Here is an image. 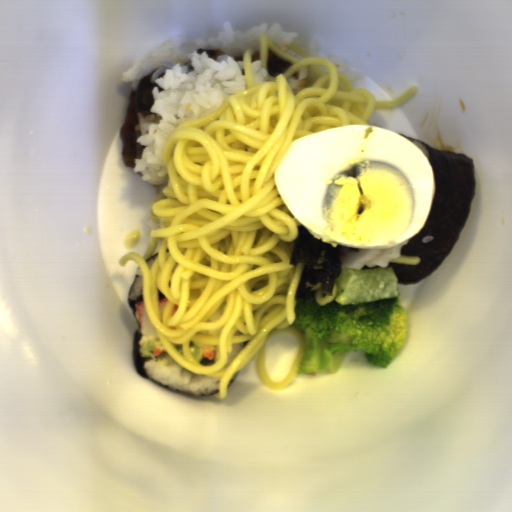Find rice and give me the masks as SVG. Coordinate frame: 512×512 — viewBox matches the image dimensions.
Returning a JSON list of instances; mask_svg holds the SVG:
<instances>
[{
	"instance_id": "3",
	"label": "rice",
	"mask_w": 512,
	"mask_h": 512,
	"mask_svg": "<svg viewBox=\"0 0 512 512\" xmlns=\"http://www.w3.org/2000/svg\"><path fill=\"white\" fill-rule=\"evenodd\" d=\"M305 52L309 54L311 57H324L333 62L336 65L338 71L342 72L349 78L353 87L364 82L367 76V72H365L362 69H352L347 58L343 56H340L333 52L328 53L327 55H322L319 41L316 40L315 38L309 41L305 48Z\"/></svg>"
},
{
	"instance_id": "5",
	"label": "rice",
	"mask_w": 512,
	"mask_h": 512,
	"mask_svg": "<svg viewBox=\"0 0 512 512\" xmlns=\"http://www.w3.org/2000/svg\"><path fill=\"white\" fill-rule=\"evenodd\" d=\"M143 295V289H142V272L140 266L138 267L134 283L130 287V291L128 294L129 299H135L136 297Z\"/></svg>"
},
{
	"instance_id": "7",
	"label": "rice",
	"mask_w": 512,
	"mask_h": 512,
	"mask_svg": "<svg viewBox=\"0 0 512 512\" xmlns=\"http://www.w3.org/2000/svg\"><path fill=\"white\" fill-rule=\"evenodd\" d=\"M158 256H159V255H156V256H154L153 258H151V259H149V260L145 261V263H146V265H147L148 269L150 268V266L152 265V263L155 261V259H156Z\"/></svg>"
},
{
	"instance_id": "6",
	"label": "rice",
	"mask_w": 512,
	"mask_h": 512,
	"mask_svg": "<svg viewBox=\"0 0 512 512\" xmlns=\"http://www.w3.org/2000/svg\"><path fill=\"white\" fill-rule=\"evenodd\" d=\"M231 347H232L233 351L231 353H227L228 361H227L225 368L233 362V360L236 358V356L244 348V342L243 343H233L231 345Z\"/></svg>"
},
{
	"instance_id": "2",
	"label": "rice",
	"mask_w": 512,
	"mask_h": 512,
	"mask_svg": "<svg viewBox=\"0 0 512 512\" xmlns=\"http://www.w3.org/2000/svg\"><path fill=\"white\" fill-rule=\"evenodd\" d=\"M158 336H148L141 332L138 350L140 357H147L144 364L145 373L153 380L172 389L187 393L209 395L219 392L221 376H205L194 374L177 364L170 356L164 361H157L149 356L147 348Z\"/></svg>"
},
{
	"instance_id": "4",
	"label": "rice",
	"mask_w": 512,
	"mask_h": 512,
	"mask_svg": "<svg viewBox=\"0 0 512 512\" xmlns=\"http://www.w3.org/2000/svg\"><path fill=\"white\" fill-rule=\"evenodd\" d=\"M321 76L313 71L310 65L303 66L297 72L287 77L286 81L294 95L305 87H311Z\"/></svg>"
},
{
	"instance_id": "1",
	"label": "rice",
	"mask_w": 512,
	"mask_h": 512,
	"mask_svg": "<svg viewBox=\"0 0 512 512\" xmlns=\"http://www.w3.org/2000/svg\"><path fill=\"white\" fill-rule=\"evenodd\" d=\"M260 35H269L281 51L304 58L289 48L298 34L281 30L278 23L267 22L248 31H237L232 21L212 37L192 39L176 35L158 45L119 78L134 90L146 76L161 87L153 89V103L145 112L136 113L137 143L143 147L132 166L151 186L167 187L168 174L163 164V147L172 131L185 120L200 118L217 109L227 97L246 89L243 53L253 48L251 60L254 83L268 80L267 68H261Z\"/></svg>"
}]
</instances>
